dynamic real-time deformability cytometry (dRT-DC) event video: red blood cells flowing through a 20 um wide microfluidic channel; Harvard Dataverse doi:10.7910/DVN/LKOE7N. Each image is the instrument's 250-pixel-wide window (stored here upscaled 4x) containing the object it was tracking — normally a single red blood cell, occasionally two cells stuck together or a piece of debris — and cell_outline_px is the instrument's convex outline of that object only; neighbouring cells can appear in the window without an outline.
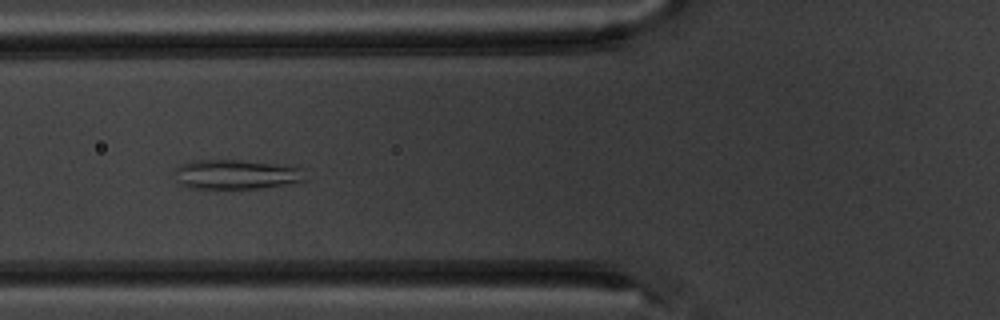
{"species": "common noctule bat (a hibernating species)", "species_latin": "Nyctalus noctula", "temperature_condition": "warm", "stored_images_in_passage": 5, "camera_frame_rate_fps": 3000, "um_per_image_px": 0.085, "animal": {"sex": "male", "body_mass_g": 20.1, "forearm_length_mm": 53.5}, "frame": {"image": 1, "passage_image": 5, "time_ms": 5.667, "image_size_px": [1000, 320], "cell_outline_px": [[308, 180], [288, 184], [260, 188], [188, 188], [180, 184], [176, 180], [176, 168], [180, 164], [192, 160], [236, 160], [272, 164], [300, 168]], "centroid_in_image_um": [20.03, 14.83], "position_along_channel_um": 105.8, "area_um2": 22.25}}